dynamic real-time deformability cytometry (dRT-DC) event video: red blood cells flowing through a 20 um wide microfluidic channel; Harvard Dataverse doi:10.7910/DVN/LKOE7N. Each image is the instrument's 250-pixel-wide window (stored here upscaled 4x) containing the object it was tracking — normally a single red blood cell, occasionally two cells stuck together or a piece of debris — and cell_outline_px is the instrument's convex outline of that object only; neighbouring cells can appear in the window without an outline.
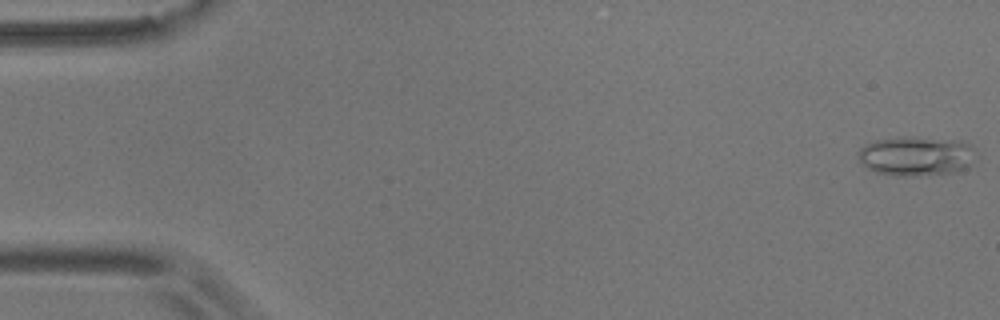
{"species": "common noctule bat (a hibernating species)", "species_latin": "Nyctalus noctula", "temperature_condition": "room temperature", "stored_images_in_passage": 35, "camera_frame_rate_fps": 3000, "um_per_image_px": 0.085, "animal": {"sex": "male", "body_mass_g": 17.9}, "frame": {"image": 1, "passage_image": 1, "time_ms": 0.0, "image_size_px": [1000, 320], "cell_outline_px": [[972, 164], [968, 168], [956, 172], [916, 176], [896, 176], [876, 172], [868, 168], [860, 160], [856, 152], [860, 148], [876, 140], [900, 136], [960, 140], [972, 144]], "centroid_in_image_um": [77.88, 13.26], "position_along_channel_um": 7.1, "area_um2": 27.17}}
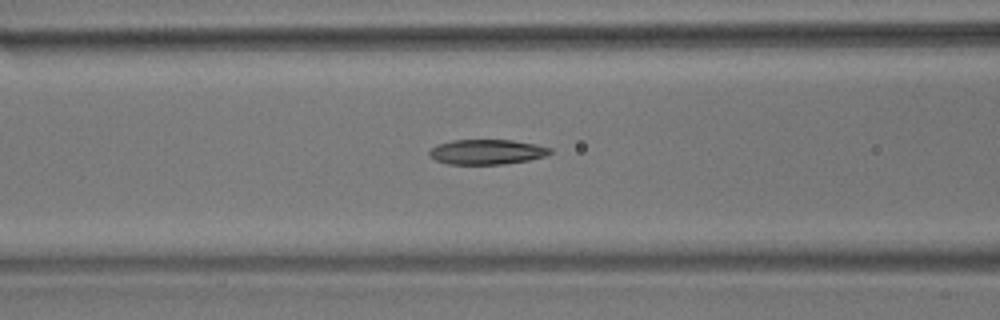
{"frame": {"image": 2, "passage_image": 22, "time_ms": 7.0, "image_size_px": [1000, 320], "cell_outline_px": [[552, 152], [544, 156], [528, 160], [504, 164], [448, 164], [436, 160], [428, 156], [428, 152], [436, 144], [452, 140], [512, 140], [536, 144], [552, 148]], "centroid_in_image_um": [41.36, 12.91], "position_along_channel_um": 125.2, "area_um2": 17.63}}
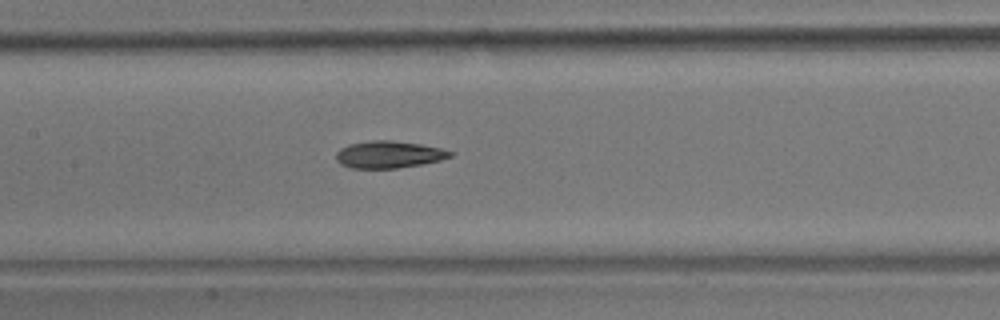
{"frame": {"image": 3, "passage_image": 26, "time_ms": 8.333, "image_size_px": [1000, 320], "cell_outline_px": [[452, 156], [440, 160], [420, 164], [396, 168], [352, 168], [340, 164], [336, 160], [336, 152], [340, 148], [348, 144], [372, 140], [392, 140], [420, 144], [440, 148], [452, 152]], "centroid_in_image_um": [33.0, 13.13], "position_along_channel_um": 174.4, "area_um2": 17.92}}